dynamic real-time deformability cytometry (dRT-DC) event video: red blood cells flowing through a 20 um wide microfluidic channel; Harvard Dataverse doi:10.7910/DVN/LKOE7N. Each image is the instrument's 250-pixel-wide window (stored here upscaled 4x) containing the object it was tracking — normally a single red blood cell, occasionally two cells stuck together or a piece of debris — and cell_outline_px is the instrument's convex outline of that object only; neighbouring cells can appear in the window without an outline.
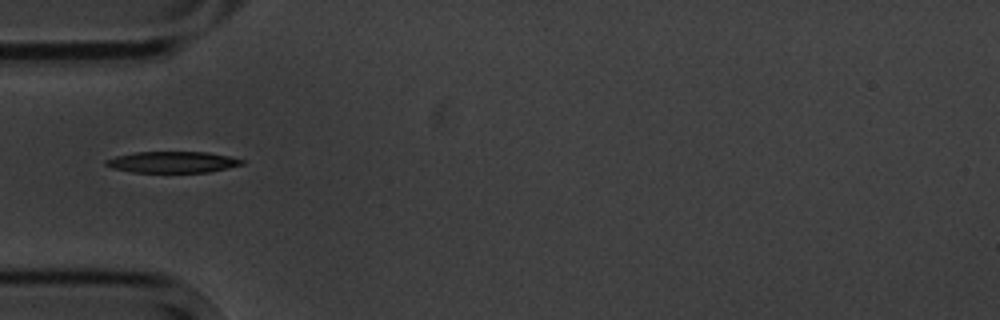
{"species": "common noctule bat (a hibernating species)", "species_latin": "Nyctalus noctula", "temperature_condition": "cold", "stored_images_in_passage": 4, "camera_frame_rate_fps": 3000, "um_per_image_px": 0.085, "animal": {"sex": "male", "body_mass_g": 20.1, "forearm_length_mm": 53.5}, "frame": {"image": 1, "passage_image": 1, "time_ms": 0.0, "image_size_px": [1000, 320], "cell_outline_px": [[244, 164], [228, 168], [208, 172], [132, 172], [112, 168], [104, 164], [104, 160], [116, 156], [136, 152], [208, 152], [228, 156], [244, 160]], "centroid_in_image_um": [14.65, 13.78], "position_along_channel_um": 70.3, "area_um2": 16.82}}
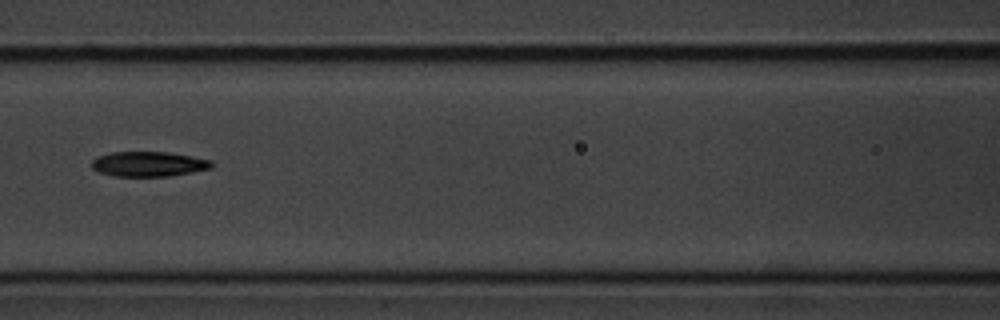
{"frame": {"image": 2, "passage_image": 3, "time_ms": 2.333, "image_size_px": [1000, 320], "cell_outline_px": [[216, 164], [212, 168], [192, 172], [168, 176], [116, 176], [100, 172], [92, 168], [88, 164], [96, 156], [112, 152], [168, 152], [192, 156], [212, 160]], "centroid_in_image_um": [12.64, 13.93], "position_along_channel_um": 154.0, "area_um2": 17.63}}
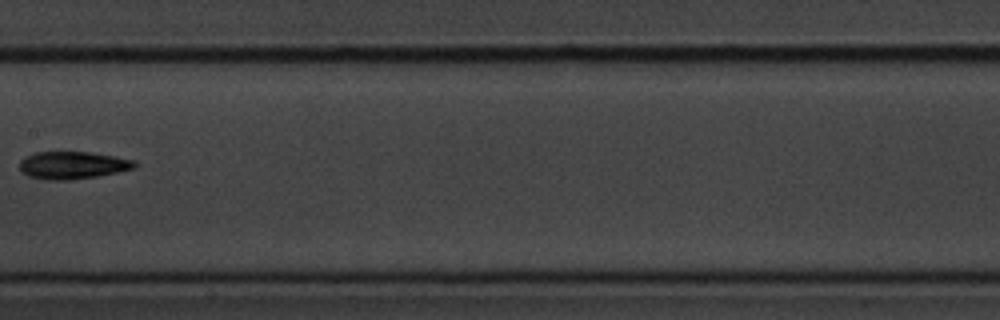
{"frame": {"image": 3, "passage_image": 4, "time_ms": 3.667, "image_size_px": [1000, 320], "cell_outline_px": [[136, 164], [132, 168], [116, 172], [96, 176], [68, 180], [48, 180], [28, 176], [20, 168], [20, 160], [24, 156], [36, 152], [88, 152], [112, 156], [132, 160]], "centroid_in_image_um": [6.1, 14.04], "position_along_channel_um": 201.3, "area_um2": 18.03}}